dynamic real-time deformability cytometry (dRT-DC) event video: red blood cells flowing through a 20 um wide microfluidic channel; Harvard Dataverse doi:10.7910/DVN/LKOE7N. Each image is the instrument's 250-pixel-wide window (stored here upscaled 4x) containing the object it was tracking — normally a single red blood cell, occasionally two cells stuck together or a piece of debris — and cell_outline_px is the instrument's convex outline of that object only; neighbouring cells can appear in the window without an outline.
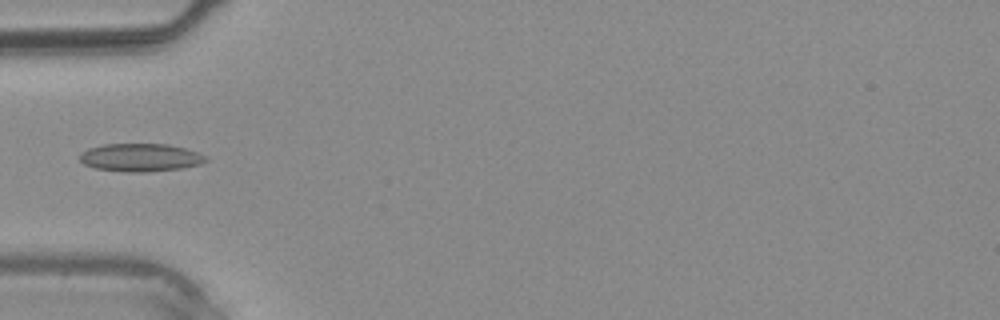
{"species": "common noctule bat (a hibernating species)", "species_latin": "Nyctalus noctula", "temperature_condition": "warm", "stored_images_in_passage": 3, "camera_frame_rate_fps": 3000, "um_per_image_px": 0.085, "animal": {"sex": "male", "body_mass_g": 20.4}, "frame": {"image": 1, "passage_image": 3, "time_ms": 2.667, "image_size_px": [1000, 320], "cell_outline_px": [[208, 160], [200, 164], [184, 168], [148, 172], [124, 172], [96, 168], [84, 164], [80, 160], [80, 152], [88, 148], [104, 144], [168, 144], [200, 152]], "centroid_in_image_um": [11.94, 13.39], "position_along_channel_um": 73.1, "area_um2": 20.69}}